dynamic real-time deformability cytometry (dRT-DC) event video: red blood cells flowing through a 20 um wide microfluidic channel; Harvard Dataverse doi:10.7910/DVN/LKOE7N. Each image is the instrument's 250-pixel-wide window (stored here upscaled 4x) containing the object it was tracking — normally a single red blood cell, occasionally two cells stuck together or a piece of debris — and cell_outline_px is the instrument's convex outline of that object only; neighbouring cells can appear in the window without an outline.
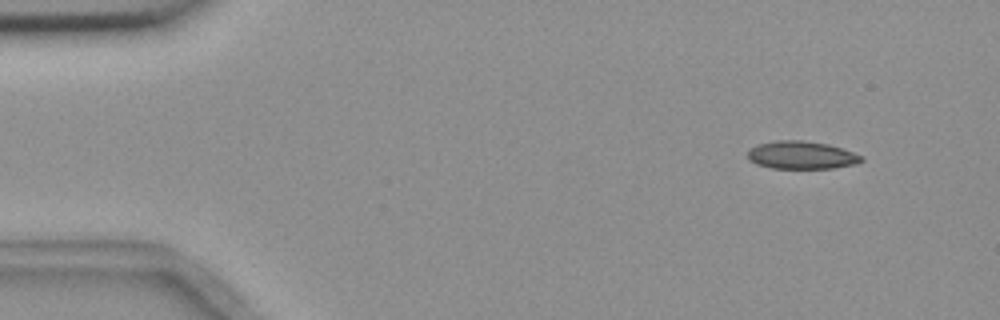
{"species": "common noctule bat (a hibernating species)", "species_latin": "Nyctalus noctula", "temperature_condition": "room temperature", "stored_images_in_passage": 4, "camera_frame_rate_fps": 3000, "um_per_image_px": 0.085, "animal": {"sex": "female", "body_mass_g": 18.4}, "frame": {"image": 1, "passage_image": 1, "time_ms": 0.0, "image_size_px": [1000, 320], "cell_outline_px": [[864, 160], [856, 164], [832, 168], [772, 168], [756, 164], [748, 160], [748, 148], [756, 144], [776, 140], [800, 140], [828, 144], [864, 156]], "centroid_in_image_um": [68.09, 13.18], "position_along_channel_um": 16.9, "area_um2": 18.55}}